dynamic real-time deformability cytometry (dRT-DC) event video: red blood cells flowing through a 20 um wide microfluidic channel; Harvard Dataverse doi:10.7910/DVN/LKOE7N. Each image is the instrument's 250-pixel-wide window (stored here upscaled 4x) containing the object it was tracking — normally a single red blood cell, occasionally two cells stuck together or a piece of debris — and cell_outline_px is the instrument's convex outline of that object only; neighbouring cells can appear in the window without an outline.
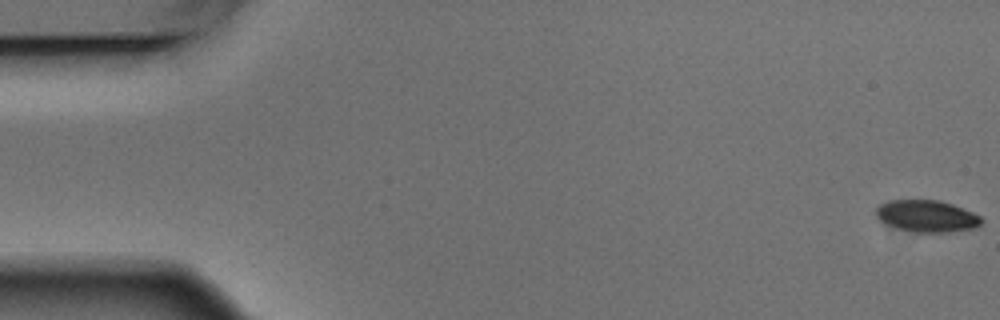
{"species": "Egyptian fruit bat (a non-hibernating species)", "species_latin": "Rousettus aegyptiacus", "temperature_condition": "warm", "stored_images_in_passage": 9, "camera_frame_rate_fps": 3000, "um_per_image_px": 0.085, "animal": {"sex": "male"}, "frame": {"image": 1, "passage_image": 1, "time_ms": 0.0, "image_size_px": [1000, 320], "cell_outline_px": [[984, 220], [976, 228], [948, 232], [916, 232], [884, 224], [876, 216], [876, 208], [880, 204], [888, 200], [940, 200], [952, 204], [972, 212], [980, 216]], "centroid_in_image_um": [78.78, 18.36], "position_along_channel_um": 6.2, "area_um2": 19.54}}
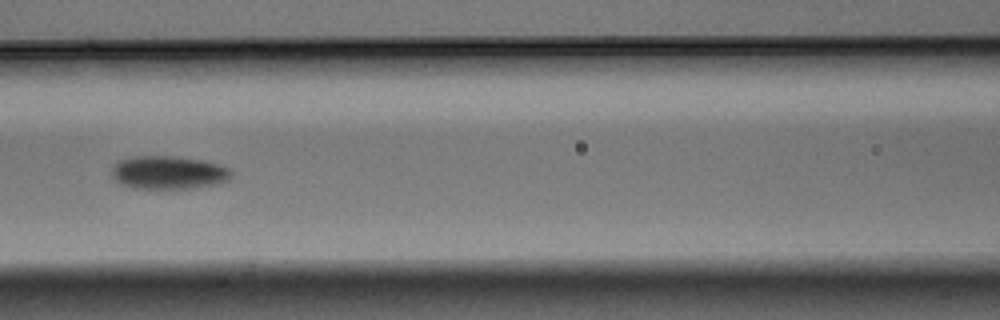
{"frame": {"image": 2, "passage_image": 7, "time_ms": 2.0, "image_size_px": [1000, 320], "cell_outline_px": [[232, 176], [228, 180], [216, 184], [192, 188], [132, 188], [120, 184], [112, 176], [112, 168], [116, 160], [132, 156], [172, 156], [204, 160], [220, 164], [228, 168], [232, 172]], "centroid_in_image_um": [14.3, 14.65], "position_along_channel_um": 152.3, "area_um2": 23.35}}
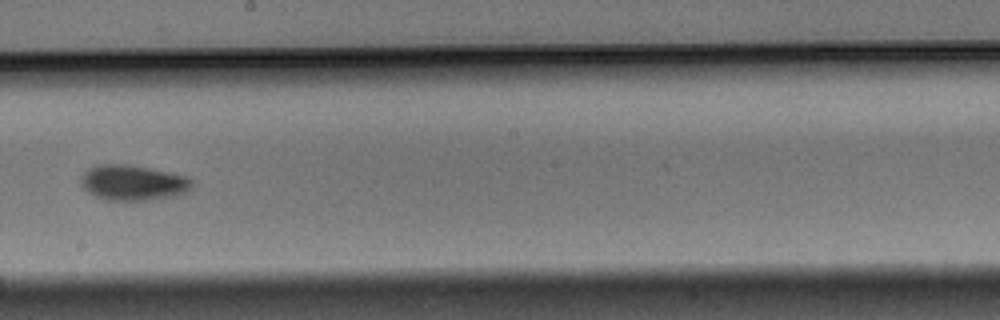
{"frame": {"image": 3, "passage_image": 9, "time_ms": 2.667, "image_size_px": [1000, 320], "cell_outline_px": [[192, 188], [188, 192], [176, 196], [148, 200], [108, 200], [96, 196], [84, 188], [80, 184], [80, 176], [88, 168], [96, 164], [128, 164], [168, 172], [184, 176], [192, 180]], "centroid_in_image_um": [11.29, 15.52], "position_along_channel_um": 236.9, "area_um2": 22.95}}